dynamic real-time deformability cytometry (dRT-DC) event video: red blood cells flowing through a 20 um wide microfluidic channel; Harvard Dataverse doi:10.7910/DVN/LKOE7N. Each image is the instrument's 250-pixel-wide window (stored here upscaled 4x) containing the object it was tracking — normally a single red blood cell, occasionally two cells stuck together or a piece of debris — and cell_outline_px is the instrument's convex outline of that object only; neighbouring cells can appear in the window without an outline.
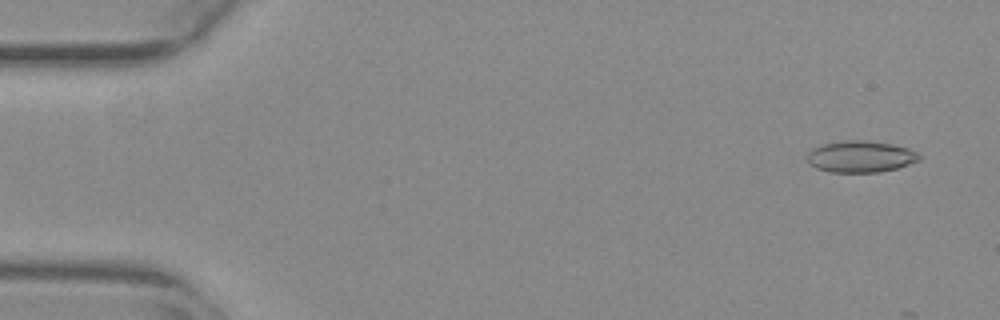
{"species": "common noctule bat (a hibernating species)", "species_latin": "Nyctalus noctula", "temperature_condition": "warm", "stored_images_in_passage": 8, "camera_frame_rate_fps": 3000, "um_per_image_px": 0.085, "animal": {"sex": "female", "body_mass_g": 29.2, "forearm_length_mm": 56.3}, "frame": {"image": 1, "passage_image": 3, "time_ms": 0.667, "image_size_px": [1000, 320], "cell_outline_px": [[920, 160], [896, 168], [880, 172], [828, 172], [816, 168], [808, 164], [808, 152], [812, 148], [824, 144], [844, 140], [864, 140], [892, 144], [908, 148], [916, 152], [920, 156]], "centroid_in_image_um": [73.12, 13.31], "position_along_channel_um": 11.9, "area_um2": 20.58}}